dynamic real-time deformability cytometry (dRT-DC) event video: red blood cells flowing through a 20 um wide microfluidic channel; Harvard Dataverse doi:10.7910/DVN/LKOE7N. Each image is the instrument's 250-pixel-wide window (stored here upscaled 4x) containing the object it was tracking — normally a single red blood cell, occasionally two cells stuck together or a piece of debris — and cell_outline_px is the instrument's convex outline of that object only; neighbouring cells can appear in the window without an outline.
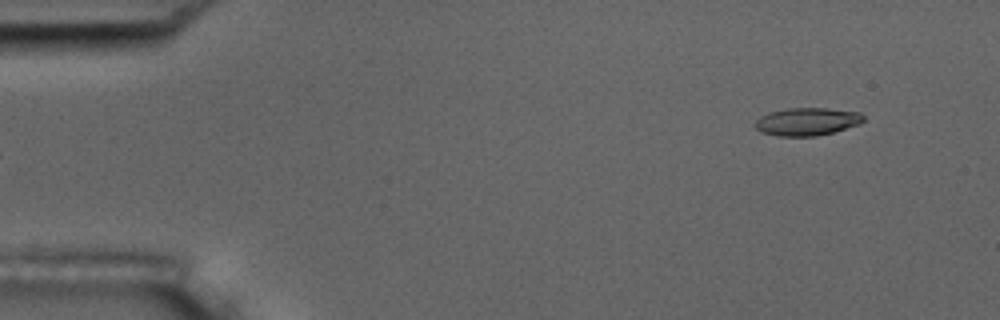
{"species": "common noctule bat (a hibernating species)", "species_latin": "Nyctalus noctula", "temperature_condition": "room temperature", "stored_images_in_passage": 6, "segment_of_instrument_passage": [2, 2], "camera_frame_rate_fps": 3000, "um_per_image_px": 0.085, "animal": {"sex": "male", "body_mass_g": 17.5, "forearm_length_mm": 52.3}, "frame": {"image": 1, "passage_image": 6, "time_ms": 5.667, "image_size_px": [1000, 320], "cell_outline_px": [[864, 120], [860, 124], [832, 132], [816, 136], [776, 136], [760, 132], [756, 128], [756, 120], [760, 116], [768, 112], [788, 108], [828, 108], [860, 112], [864, 116]], "centroid_in_image_um": [68.59, 10.33], "position_along_channel_um": 16.4, "area_um2": 17.63}}